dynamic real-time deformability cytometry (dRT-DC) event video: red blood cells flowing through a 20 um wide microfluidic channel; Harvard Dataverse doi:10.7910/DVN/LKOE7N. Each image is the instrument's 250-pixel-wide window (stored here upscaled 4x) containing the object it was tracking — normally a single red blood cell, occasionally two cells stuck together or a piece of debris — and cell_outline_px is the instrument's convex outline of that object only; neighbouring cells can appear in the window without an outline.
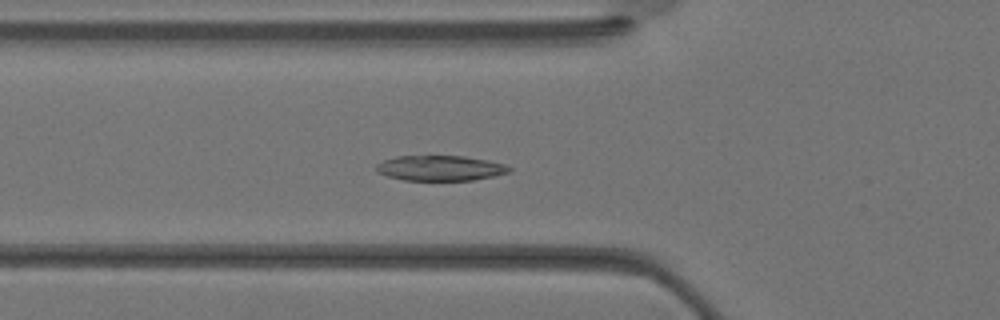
{"species": "Egyptian fruit bat (a non-hibernating species)", "species_latin": "Rousettus aegyptiacus", "temperature_condition": "warm", "stored_images_in_passage": 33, "camera_frame_rate_fps": 3000, "um_per_image_px": 0.085, "animal": {"sex": "female"}, "frame": {"image": 1, "passage_image": 10, "time_ms": 3.0, "image_size_px": [1000, 320], "cell_outline_px": [[512, 168], [508, 172], [492, 176], [472, 180], [404, 180], [388, 176], [376, 172], [376, 164], [384, 160], [396, 156], [464, 156], [488, 160], [504, 164]], "centroid_in_image_um": [37.39, 14.28], "position_along_channel_um": 88.4, "area_um2": 19.42}}
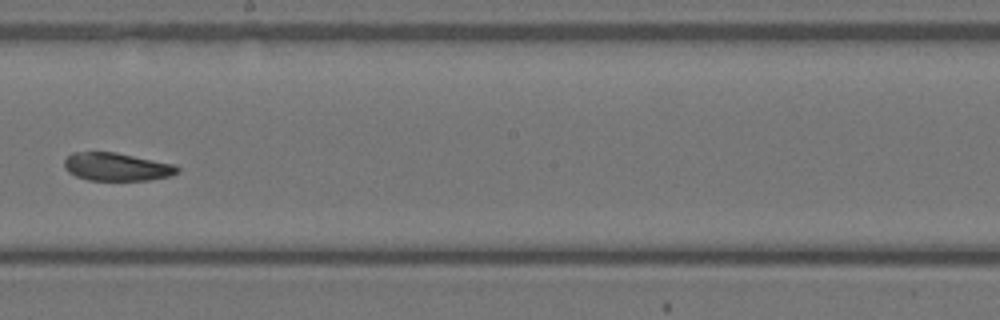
{"frame": {"image": 2, "passage_image": 18, "time_ms": 5.667, "image_size_px": [1000, 320], "cell_outline_px": [[180, 172], [168, 176], [148, 180], [88, 180], [76, 176], [68, 172], [64, 168], [64, 160], [72, 152], [116, 152], [176, 164], [180, 168]], "centroid_in_image_um": [9.93, 14.17], "position_along_channel_um": 238.3, "area_um2": 18.61}}
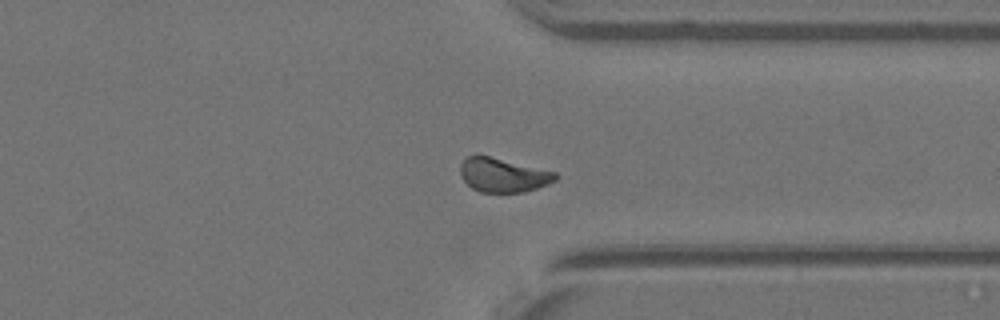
{"frame": {"image": 3, "passage_image": 25, "time_ms": 8.0, "image_size_px": [1000, 320], "cell_outline_px": [[560, 176], [556, 180], [548, 184], [524, 192], [480, 192], [472, 188], [464, 180], [460, 172], [460, 164], [468, 156], [476, 152], [556, 172]], "centroid_in_image_um": [42.75, 14.85], "position_along_channel_um": 368.6, "area_um2": 19.19}}